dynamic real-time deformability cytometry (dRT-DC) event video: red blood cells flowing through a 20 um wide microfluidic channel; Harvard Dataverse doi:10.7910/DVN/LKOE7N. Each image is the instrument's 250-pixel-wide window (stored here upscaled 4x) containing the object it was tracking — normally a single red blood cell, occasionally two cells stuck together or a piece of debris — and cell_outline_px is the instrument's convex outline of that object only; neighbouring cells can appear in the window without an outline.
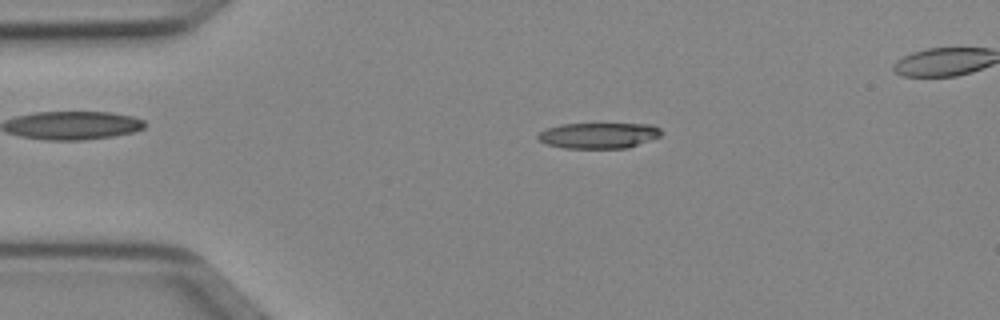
{"species": "Egyptian fruit bat (a non-hibernating species)", "species_latin": "Rousettus aegyptiacus", "temperature_condition": "cold", "stored_images_in_passage": 48, "camera_frame_rate_fps": 3000, "um_per_image_px": 0.085, "animal": {"sex": "female"}, "frame": {"image": 1, "passage_image": 10, "time_ms": 3.0, "image_size_px": [1000, 320], "cell_outline_px": [[660, 136], [628, 148], [564, 148], [548, 144], [540, 140], [536, 136], [540, 132], [548, 128], [560, 124], [652, 124], [660, 128]], "centroid_in_image_um": [50.89, 11.51], "position_along_channel_um": 34.1, "area_um2": 18.32}}
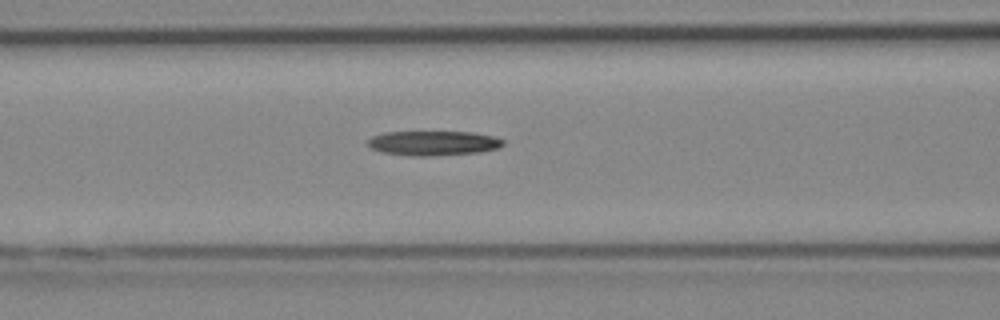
{"frame": {"image": 2, "passage_image": 20, "time_ms": 6.333, "image_size_px": [1000, 320], "cell_outline_px": [[504, 144], [500, 148], [480, 152], [432, 156], [408, 156], [380, 152], [368, 148], [368, 140], [372, 136], [384, 132], [472, 132], [492, 136], [504, 140]], "centroid_in_image_um": [36.8, 12.18], "position_along_channel_um": 129.8, "area_um2": 19.65}}
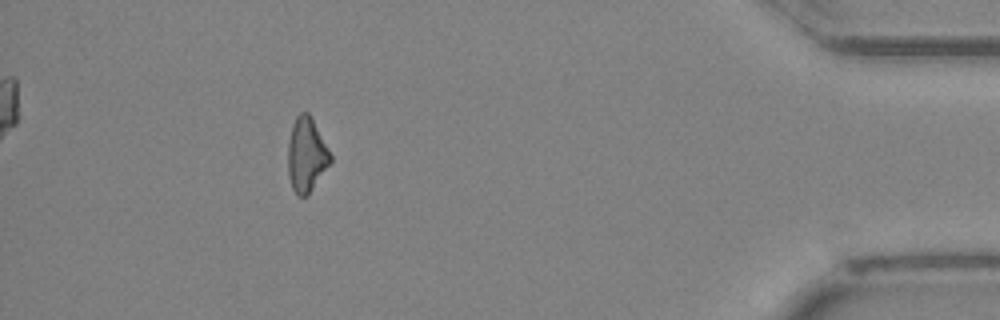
{"frame": {"image": 3, "passage_image": 45, "time_ms": 14.667, "image_size_px": [1000, 320], "cell_outline_px": [[332, 160], [308, 196], [296, 196], [292, 188], [288, 172], [288, 140], [292, 124], [296, 116], [300, 112], [308, 112], [312, 116], [332, 156]], "centroid_in_image_um": [26.04, 13.15], "position_along_channel_um": 409.2, "area_um2": 18.61}}